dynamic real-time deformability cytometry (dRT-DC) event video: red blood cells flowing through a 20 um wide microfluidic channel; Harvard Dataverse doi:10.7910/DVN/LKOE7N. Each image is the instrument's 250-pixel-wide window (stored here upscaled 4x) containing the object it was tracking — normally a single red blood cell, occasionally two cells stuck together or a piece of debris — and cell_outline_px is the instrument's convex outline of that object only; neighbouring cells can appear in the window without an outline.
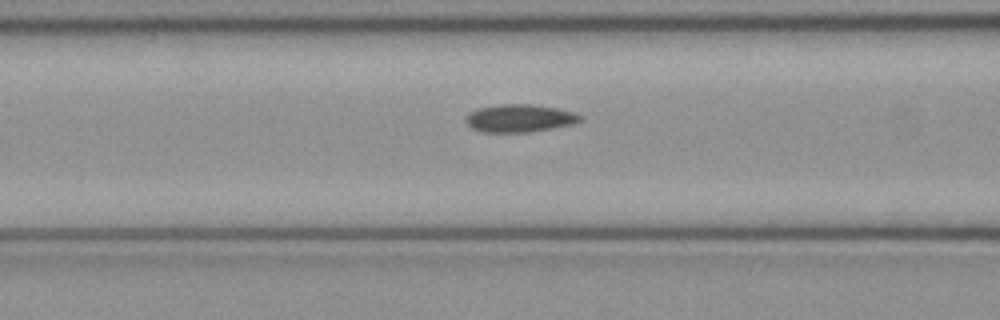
{"species": "common noctule bat (a hibernating species)", "species_latin": "Nyctalus noctula", "temperature_condition": "cold", "stored_images_in_passage": 51, "camera_frame_rate_fps": 3000, "um_per_image_px": 0.085, "animal": {"sex": "female", "body_mass_g": 21.9}, "frame": {"image": 1, "passage_image": 20, "time_ms": 6.333, "image_size_px": [1000, 320], "cell_outline_px": [[584, 116], [580, 120], [572, 124], [552, 128], [528, 132], [480, 132], [472, 128], [464, 120], [468, 112], [480, 108], [500, 104], [532, 104], [556, 108], [572, 112]], "centroid_in_image_um": [44.13, 10.05], "position_along_channel_um": 122.5, "area_um2": 18.44}}
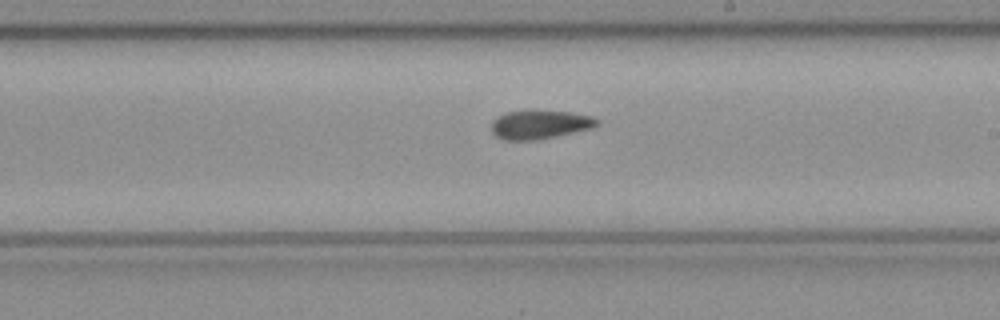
{"frame": {"image": 2, "passage_image": 29, "time_ms": 9.333, "image_size_px": [1000, 320], "cell_outline_px": [[600, 124], [592, 128], [540, 140], [504, 140], [496, 136], [492, 132], [492, 120], [508, 112], [568, 112], [592, 116], [600, 120]], "centroid_in_image_um": [45.93, 10.62], "position_along_channel_um": 243.1, "area_um2": 17.34}}
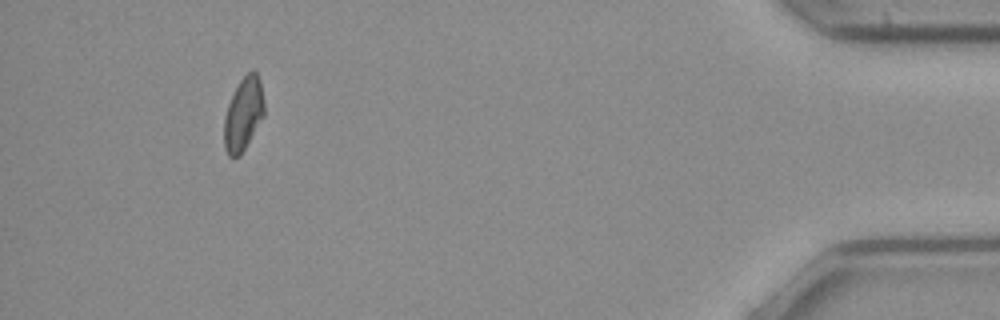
{"frame": {"image": 3, "passage_image": 47, "time_ms": 15.333, "image_size_px": [1000, 320], "cell_outline_px": [[264, 116], [240, 156], [228, 156], [224, 148], [224, 116], [228, 104], [240, 80], [252, 68], [256, 72], [260, 80], [264, 104]], "centroid_in_image_um": [20.68, 9.69], "position_along_channel_um": 414.5, "area_um2": 17.05}, "authors_computed_cell_mechanics": {"area_um2": 17.8024, "velocity_mm_per_s": 4.0195, "shape_relaxation_time_tau1_ms": null, "shape_relaxation_time_tau2_ms": 6.1969, "deformation_change_tau1": null, "deformation_change_tau2": 0.1043}}